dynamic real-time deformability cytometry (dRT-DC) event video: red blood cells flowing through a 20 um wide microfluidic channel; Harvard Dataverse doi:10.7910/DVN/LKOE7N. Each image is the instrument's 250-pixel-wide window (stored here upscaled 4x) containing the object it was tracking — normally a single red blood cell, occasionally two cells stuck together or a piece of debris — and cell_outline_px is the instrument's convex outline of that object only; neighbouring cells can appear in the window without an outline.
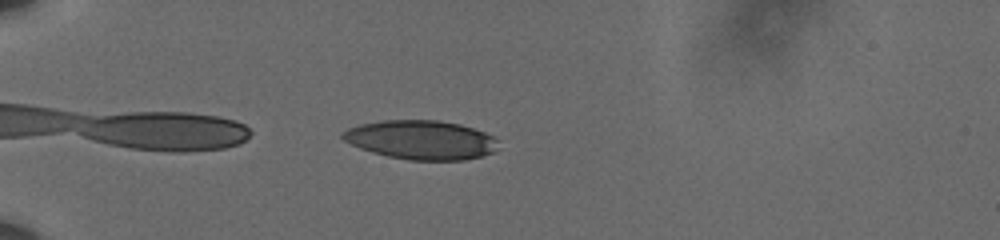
{"species": "human", "species_latin": "Homo sapiens", "temperature_condition": "cold", "stored_images_in_passage": 42, "camera_frame_rate_fps": 3000, "um_per_image_px": 0.085, "donor": {"sex": "male"}, "frame": {"image": 1, "passage_image": 1, "time_ms": 0.0, "image_size_px": [1000, 240], "cell_outline_px": [[496, 148], [492, 152], [480, 156], [464, 160], [408, 160], [388, 156], [372, 152], [360, 148], [344, 140], [340, 136], [340, 132], [348, 128], [360, 124], [384, 120], [436, 120], [460, 124], [484, 132], [492, 136], [496, 140]], "centroid_in_image_um": [35.74, 11.88], "position_along_channel_um": 49.3, "area_um2": 35.2}}
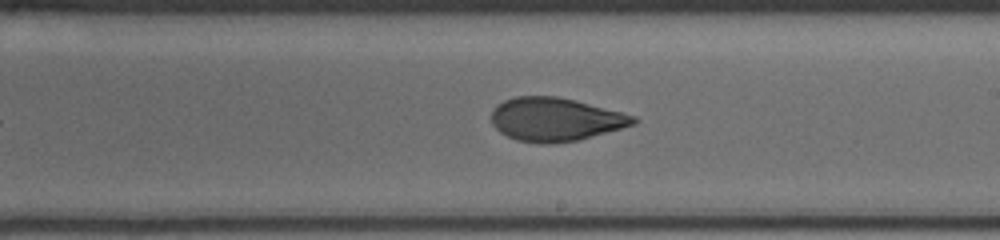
{"frame": {"image": 2, "passage_image": 20, "time_ms": 6.333, "image_size_px": [1000, 240], "cell_outline_px": [[640, 120], [636, 124], [580, 140], [552, 144], [540, 144], [516, 140], [500, 132], [492, 124], [492, 112], [496, 104], [504, 100], [516, 96], [556, 96], [636, 116]], "centroid_in_image_um": [47.2, 10.16], "position_along_channel_um": 241.8, "area_um2": 35.95}}
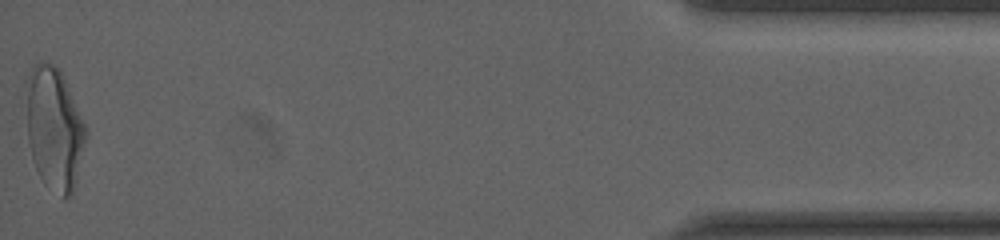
{"frame": {"image": 3, "passage_image": 42, "time_ms": 13.667, "image_size_px": [1000, 240], "cell_outline_px": [[88, 132], [72, 196], [64, 200], [40, 176], [32, 160], [28, 140], [24, 84], [32, 68], [40, 60], [52, 64], [60, 68], [84, 120]], "centroid_in_image_um": [4.6, 10.87], "position_along_channel_um": 430.6, "area_um2": 43.06}, "authors_computed_cell_mechanics": {"area_um2": 36.3851, "velocity_mm_per_s": 3.6247, "shape_relaxation_time_tau1_ms": 7.0358, "shape_relaxation_time_tau2_ms": 1.9649, "deformation_change_tau1": 0.2076, "deformation_change_tau2": 0.0851}}